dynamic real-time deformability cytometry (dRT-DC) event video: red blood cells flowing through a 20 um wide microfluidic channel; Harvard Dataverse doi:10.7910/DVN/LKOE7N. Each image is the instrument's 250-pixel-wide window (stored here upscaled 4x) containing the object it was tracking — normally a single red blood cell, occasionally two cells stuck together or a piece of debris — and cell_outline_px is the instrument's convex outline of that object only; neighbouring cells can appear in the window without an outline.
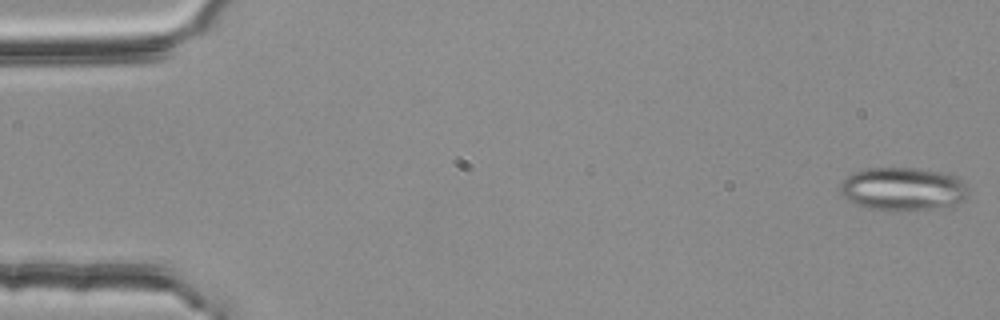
{"species": "common noctule bat (a hibernating species)", "species_latin": "Nyctalus noctula", "temperature_condition": "room temperature", "stored_images_in_passage": 4, "camera_frame_rate_fps": 3000, "um_per_image_px": 0.085, "animal": {"sex": "female", "body_mass_g": 25.1}, "frame": {"image": 1, "passage_image": 1, "time_ms": 0.0, "image_size_px": [1000, 320], "cell_outline_px": [[968, 196], [964, 200], [956, 204], [944, 208], [904, 212], [868, 208], [856, 204], [840, 196], [840, 180], [856, 172], [868, 168], [912, 168], [944, 172], [956, 176], [964, 180], [968, 188]], "centroid_in_image_um": [76.78, 16.09], "position_along_channel_um": 8.2, "area_um2": 33.06}}